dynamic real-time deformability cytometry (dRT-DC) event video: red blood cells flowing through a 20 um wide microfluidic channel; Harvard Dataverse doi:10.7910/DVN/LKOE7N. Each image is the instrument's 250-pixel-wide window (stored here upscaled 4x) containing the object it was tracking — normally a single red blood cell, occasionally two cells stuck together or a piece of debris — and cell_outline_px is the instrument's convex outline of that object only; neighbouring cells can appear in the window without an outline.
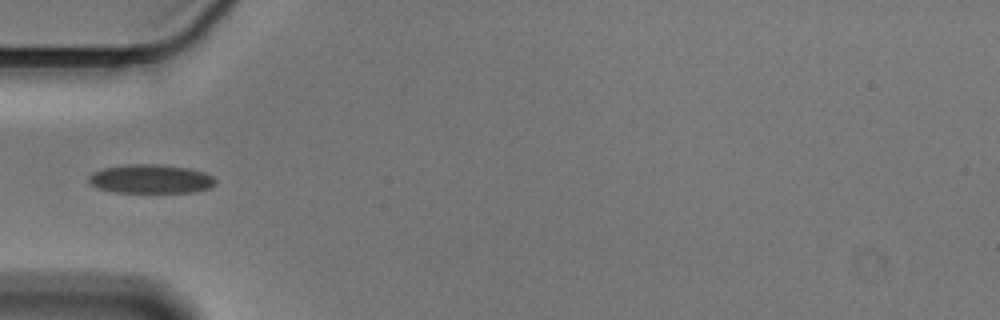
{"species": "Egyptian fruit bat (a non-hibernating species)", "species_latin": "Rousettus aegyptiacus", "temperature_condition": "cold", "stored_images_in_passage": 39, "camera_frame_rate_fps": 3000, "um_per_image_px": 0.085, "animal": {"sex": "male"}, "frame": {"image": 1, "passage_image": 1, "time_ms": 0.0, "image_size_px": [1000, 320], "cell_outline_px": [[216, 184], [208, 188], [196, 192], [112, 192], [100, 188], [92, 184], [88, 180], [88, 176], [92, 172], [104, 168], [128, 164], [156, 164], [188, 168], [204, 172], [212, 176], [216, 180]], "centroid_in_image_um": [12.82, 15.21], "position_along_channel_um": 72.2, "area_um2": 21.27}}
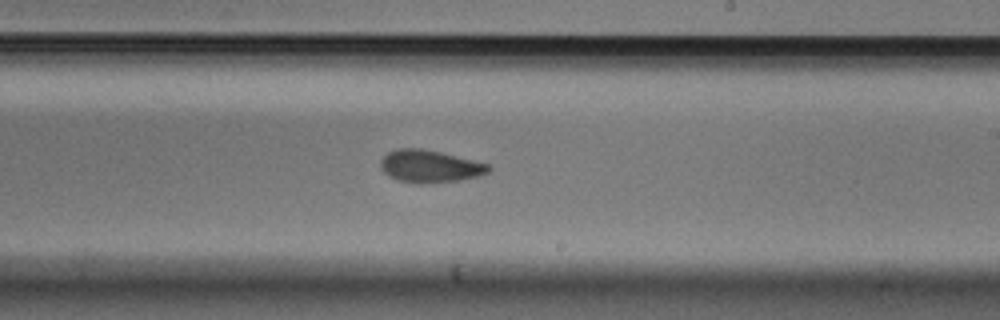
{"frame": {"image": 2, "passage_image": 16, "time_ms": 5.0, "image_size_px": [1000, 320], "cell_outline_px": [[492, 168], [488, 172], [480, 176], [460, 180], [420, 184], [416, 184], [396, 180], [388, 176], [380, 168], [380, 160], [388, 152], [396, 148], [420, 148], [440, 152], [488, 164]], "centroid_in_image_um": [36.49, 14.14], "position_along_channel_um": 252.5, "area_um2": 20.52}}
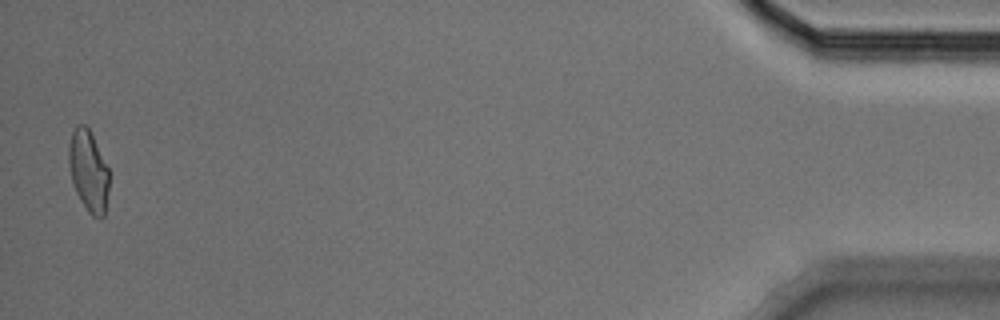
{"frame": {"image": 3, "passage_image": 38, "time_ms": 12.333, "image_size_px": [1000, 320], "cell_outline_px": [[108, 188], [104, 216], [100, 220], [92, 216], [88, 212], [80, 200], [76, 192], [72, 180], [68, 160], [68, 148], [72, 132], [76, 124], [84, 124], [88, 128], [108, 168]], "centroid_in_image_um": [7.5, 14.55], "position_along_channel_um": 427.7, "area_um2": 18.84}, "authors_computed_cell_mechanics": {"area_um2": 20.2878, "velocity_mm_per_s": 3.585, "shape_relaxation_time_tau1_ms": 4.6018, "shape_relaxation_time_tau2_ms": 1.9947, "deformation_change_tau1": 0.1167, "deformation_change_tau2": 0.0687}}